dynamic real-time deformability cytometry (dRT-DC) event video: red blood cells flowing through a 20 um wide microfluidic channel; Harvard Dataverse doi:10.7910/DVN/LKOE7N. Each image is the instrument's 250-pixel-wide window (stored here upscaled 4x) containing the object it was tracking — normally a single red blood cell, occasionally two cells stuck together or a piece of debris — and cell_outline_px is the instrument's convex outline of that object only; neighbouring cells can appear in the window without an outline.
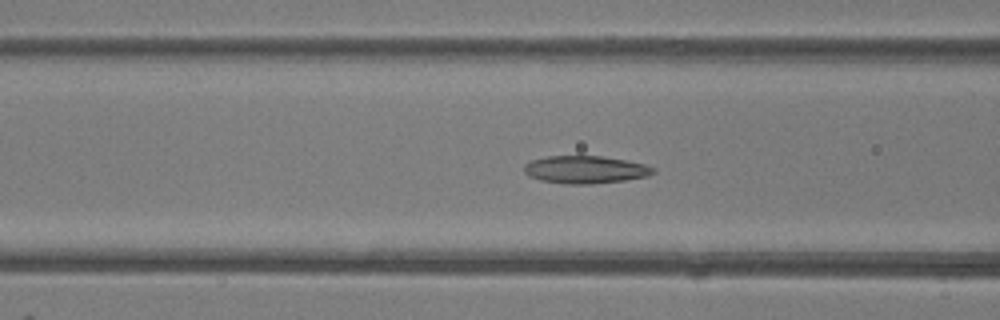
{"species": "common noctule bat (a hibernating species)", "species_latin": "Nyctalus noctula", "temperature_condition": "room temperature", "stored_images_in_passage": 38, "camera_frame_rate_fps": 3000, "um_per_image_px": 0.085, "animal": {"sex": "female"}, "frame": {"image": 1, "passage_image": 8, "time_ms": 2.333, "image_size_px": [1000, 320], "cell_outline_px": [[656, 172], [648, 176], [624, 180], [592, 184], [564, 184], [540, 180], [528, 176], [524, 172], [524, 164], [528, 160], [548, 156], [604, 156], [628, 160], [644, 164], [656, 168]], "centroid_in_image_um": [49.74, 14.41], "position_along_channel_um": 116.9, "area_um2": 21.1}}
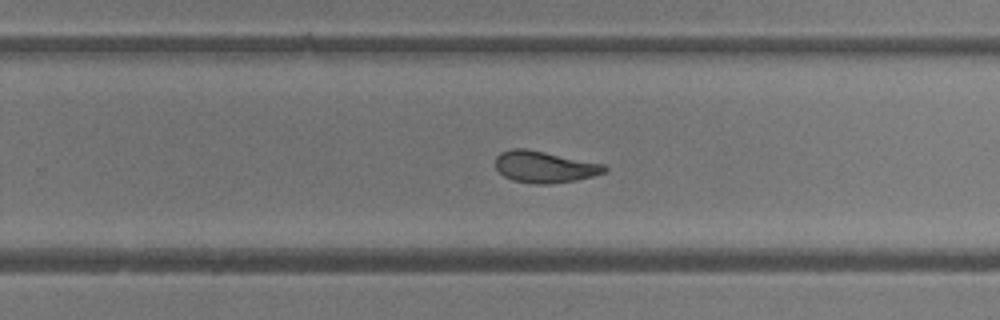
{"frame": {"image": 2, "passage_image": 20, "time_ms": 6.333, "image_size_px": [1000, 320], "cell_outline_px": [[608, 168], [604, 172], [592, 176], [576, 180], [548, 184], [536, 184], [512, 180], [504, 176], [496, 168], [496, 156], [500, 152], [512, 148], [524, 148], [604, 164]], "centroid_in_image_um": [46.26, 14.18], "position_along_channel_um": 283.5, "area_um2": 19.88}}
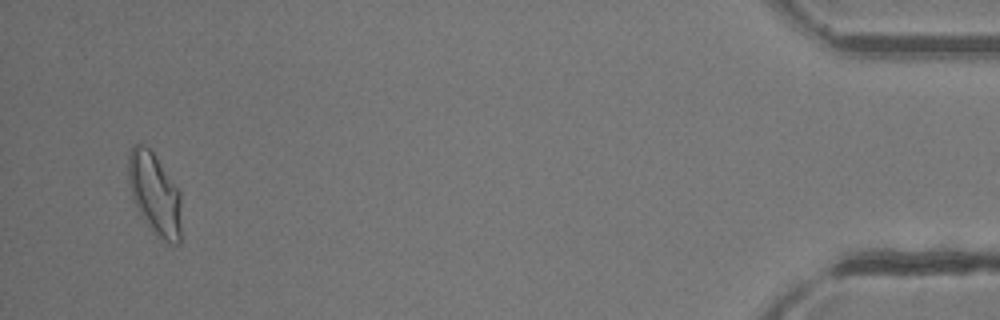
{"frame": {"image": 3, "passage_image": 36, "time_ms": 11.667, "image_size_px": [1000, 320], "cell_outline_px": [[180, 244], [172, 244], [164, 240], [152, 232], [132, 200], [128, 180], [128, 152], [132, 144], [144, 144], [152, 152], [180, 192]], "centroid_in_image_um": [13.12, 16.47], "position_along_channel_um": 422.1, "area_um2": 25.14}, "authors_computed_cell_mechanics": {"area_um2": 21.0681, "velocity_mm_per_s": 4.1735, "shape_relaxation_time_tau1_ms": 10.2702, "shape_relaxation_time_tau2_ms": 1.9074, "deformation_change_tau1": 0.238, "deformation_change_tau2": 0.086}}